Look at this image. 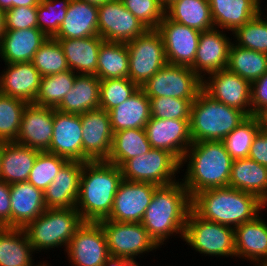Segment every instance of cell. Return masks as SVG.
<instances>
[{"label": "cell", "instance_id": "f6af8a7d", "mask_svg": "<svg viewBox=\"0 0 267 266\" xmlns=\"http://www.w3.org/2000/svg\"><path fill=\"white\" fill-rule=\"evenodd\" d=\"M140 87L129 78L100 80V108L107 112L123 103Z\"/></svg>", "mask_w": 267, "mask_h": 266}, {"label": "cell", "instance_id": "2e32d148", "mask_svg": "<svg viewBox=\"0 0 267 266\" xmlns=\"http://www.w3.org/2000/svg\"><path fill=\"white\" fill-rule=\"evenodd\" d=\"M209 76V77H207ZM202 89L213 99L251 116V83L227 68L208 74Z\"/></svg>", "mask_w": 267, "mask_h": 266}, {"label": "cell", "instance_id": "4dcf8cb0", "mask_svg": "<svg viewBox=\"0 0 267 266\" xmlns=\"http://www.w3.org/2000/svg\"><path fill=\"white\" fill-rule=\"evenodd\" d=\"M108 113L113 133L123 129H145L151 118L150 99L140 87Z\"/></svg>", "mask_w": 267, "mask_h": 266}, {"label": "cell", "instance_id": "8fae6325", "mask_svg": "<svg viewBox=\"0 0 267 266\" xmlns=\"http://www.w3.org/2000/svg\"><path fill=\"white\" fill-rule=\"evenodd\" d=\"M99 223L105 232L110 256L136 259L138 255L139 258L140 255L159 248L141 223L116 222L107 219Z\"/></svg>", "mask_w": 267, "mask_h": 266}, {"label": "cell", "instance_id": "e575fe53", "mask_svg": "<svg viewBox=\"0 0 267 266\" xmlns=\"http://www.w3.org/2000/svg\"><path fill=\"white\" fill-rule=\"evenodd\" d=\"M151 149L145 129H123L114 133L107 162L121 167L126 161Z\"/></svg>", "mask_w": 267, "mask_h": 266}, {"label": "cell", "instance_id": "ab89813d", "mask_svg": "<svg viewBox=\"0 0 267 266\" xmlns=\"http://www.w3.org/2000/svg\"><path fill=\"white\" fill-rule=\"evenodd\" d=\"M262 127L260 116H248L222 140L233 160L248 158L253 139Z\"/></svg>", "mask_w": 267, "mask_h": 266}, {"label": "cell", "instance_id": "7402d4cb", "mask_svg": "<svg viewBox=\"0 0 267 266\" xmlns=\"http://www.w3.org/2000/svg\"><path fill=\"white\" fill-rule=\"evenodd\" d=\"M0 75V93L34 103L40 84L41 74L32 62L5 64Z\"/></svg>", "mask_w": 267, "mask_h": 266}, {"label": "cell", "instance_id": "6f0895ef", "mask_svg": "<svg viewBox=\"0 0 267 266\" xmlns=\"http://www.w3.org/2000/svg\"><path fill=\"white\" fill-rule=\"evenodd\" d=\"M5 32V12L0 9V40Z\"/></svg>", "mask_w": 267, "mask_h": 266}, {"label": "cell", "instance_id": "b9f144b4", "mask_svg": "<svg viewBox=\"0 0 267 266\" xmlns=\"http://www.w3.org/2000/svg\"><path fill=\"white\" fill-rule=\"evenodd\" d=\"M232 35L236 39L234 44L267 54V17L263 15V11L238 27Z\"/></svg>", "mask_w": 267, "mask_h": 266}, {"label": "cell", "instance_id": "44dd1931", "mask_svg": "<svg viewBox=\"0 0 267 266\" xmlns=\"http://www.w3.org/2000/svg\"><path fill=\"white\" fill-rule=\"evenodd\" d=\"M69 161L82 162V123L80 115L54 108L53 134L47 151Z\"/></svg>", "mask_w": 267, "mask_h": 266}, {"label": "cell", "instance_id": "5b68a950", "mask_svg": "<svg viewBox=\"0 0 267 266\" xmlns=\"http://www.w3.org/2000/svg\"><path fill=\"white\" fill-rule=\"evenodd\" d=\"M248 116L209 96L203 89L190 109V136L192 142L222 141Z\"/></svg>", "mask_w": 267, "mask_h": 266}, {"label": "cell", "instance_id": "8992f818", "mask_svg": "<svg viewBox=\"0 0 267 266\" xmlns=\"http://www.w3.org/2000/svg\"><path fill=\"white\" fill-rule=\"evenodd\" d=\"M76 208L46 209L35 220L29 222L24 231L34 251L65 247L83 224Z\"/></svg>", "mask_w": 267, "mask_h": 266}, {"label": "cell", "instance_id": "1f68e13d", "mask_svg": "<svg viewBox=\"0 0 267 266\" xmlns=\"http://www.w3.org/2000/svg\"><path fill=\"white\" fill-rule=\"evenodd\" d=\"M100 79L96 75L78 74L70 91L65 95L58 111L82 114L100 108Z\"/></svg>", "mask_w": 267, "mask_h": 266}, {"label": "cell", "instance_id": "11a10c76", "mask_svg": "<svg viewBox=\"0 0 267 266\" xmlns=\"http://www.w3.org/2000/svg\"><path fill=\"white\" fill-rule=\"evenodd\" d=\"M128 259L110 256L103 266H123Z\"/></svg>", "mask_w": 267, "mask_h": 266}, {"label": "cell", "instance_id": "d6986e66", "mask_svg": "<svg viewBox=\"0 0 267 266\" xmlns=\"http://www.w3.org/2000/svg\"><path fill=\"white\" fill-rule=\"evenodd\" d=\"M216 27L202 31L191 69L203 80L206 75L226 69L231 39Z\"/></svg>", "mask_w": 267, "mask_h": 266}, {"label": "cell", "instance_id": "83f0119b", "mask_svg": "<svg viewBox=\"0 0 267 266\" xmlns=\"http://www.w3.org/2000/svg\"><path fill=\"white\" fill-rule=\"evenodd\" d=\"M208 1L214 26L232 33L261 11V0Z\"/></svg>", "mask_w": 267, "mask_h": 266}, {"label": "cell", "instance_id": "e0dca14e", "mask_svg": "<svg viewBox=\"0 0 267 266\" xmlns=\"http://www.w3.org/2000/svg\"><path fill=\"white\" fill-rule=\"evenodd\" d=\"M157 187L151 183L123 179L118 186L107 220L140 223Z\"/></svg>", "mask_w": 267, "mask_h": 266}, {"label": "cell", "instance_id": "9c48e42d", "mask_svg": "<svg viewBox=\"0 0 267 266\" xmlns=\"http://www.w3.org/2000/svg\"><path fill=\"white\" fill-rule=\"evenodd\" d=\"M126 44L129 53V79L142 87L167 64L162 37L157 29H148Z\"/></svg>", "mask_w": 267, "mask_h": 266}, {"label": "cell", "instance_id": "d6a6232c", "mask_svg": "<svg viewBox=\"0 0 267 266\" xmlns=\"http://www.w3.org/2000/svg\"><path fill=\"white\" fill-rule=\"evenodd\" d=\"M33 252L24 228L0 229V266H38L33 263Z\"/></svg>", "mask_w": 267, "mask_h": 266}, {"label": "cell", "instance_id": "681fc988", "mask_svg": "<svg viewBox=\"0 0 267 266\" xmlns=\"http://www.w3.org/2000/svg\"><path fill=\"white\" fill-rule=\"evenodd\" d=\"M37 7H15L5 11V30L37 28Z\"/></svg>", "mask_w": 267, "mask_h": 266}, {"label": "cell", "instance_id": "f5cc1de1", "mask_svg": "<svg viewBox=\"0 0 267 266\" xmlns=\"http://www.w3.org/2000/svg\"><path fill=\"white\" fill-rule=\"evenodd\" d=\"M0 226L11 227L10 184L0 180Z\"/></svg>", "mask_w": 267, "mask_h": 266}, {"label": "cell", "instance_id": "7dc6e473", "mask_svg": "<svg viewBox=\"0 0 267 266\" xmlns=\"http://www.w3.org/2000/svg\"><path fill=\"white\" fill-rule=\"evenodd\" d=\"M194 100L172 97L150 98L151 117L190 120V109Z\"/></svg>", "mask_w": 267, "mask_h": 266}, {"label": "cell", "instance_id": "db71d44e", "mask_svg": "<svg viewBox=\"0 0 267 266\" xmlns=\"http://www.w3.org/2000/svg\"><path fill=\"white\" fill-rule=\"evenodd\" d=\"M40 0H14L15 7H37Z\"/></svg>", "mask_w": 267, "mask_h": 266}, {"label": "cell", "instance_id": "6125c7cd", "mask_svg": "<svg viewBox=\"0 0 267 266\" xmlns=\"http://www.w3.org/2000/svg\"><path fill=\"white\" fill-rule=\"evenodd\" d=\"M162 7L166 9L168 6H170L172 3H174L177 0H159Z\"/></svg>", "mask_w": 267, "mask_h": 266}, {"label": "cell", "instance_id": "484cf974", "mask_svg": "<svg viewBox=\"0 0 267 266\" xmlns=\"http://www.w3.org/2000/svg\"><path fill=\"white\" fill-rule=\"evenodd\" d=\"M98 35V6L71 0L55 39H80Z\"/></svg>", "mask_w": 267, "mask_h": 266}, {"label": "cell", "instance_id": "003e7915", "mask_svg": "<svg viewBox=\"0 0 267 266\" xmlns=\"http://www.w3.org/2000/svg\"><path fill=\"white\" fill-rule=\"evenodd\" d=\"M1 153H2V142L0 141V158H1Z\"/></svg>", "mask_w": 267, "mask_h": 266}, {"label": "cell", "instance_id": "8d00e7d4", "mask_svg": "<svg viewBox=\"0 0 267 266\" xmlns=\"http://www.w3.org/2000/svg\"><path fill=\"white\" fill-rule=\"evenodd\" d=\"M97 77L129 78V53L126 43L104 41L98 52Z\"/></svg>", "mask_w": 267, "mask_h": 266}, {"label": "cell", "instance_id": "680465c9", "mask_svg": "<svg viewBox=\"0 0 267 266\" xmlns=\"http://www.w3.org/2000/svg\"><path fill=\"white\" fill-rule=\"evenodd\" d=\"M260 210H263L267 206V187L265 192L259 198Z\"/></svg>", "mask_w": 267, "mask_h": 266}, {"label": "cell", "instance_id": "f1b7e54d", "mask_svg": "<svg viewBox=\"0 0 267 266\" xmlns=\"http://www.w3.org/2000/svg\"><path fill=\"white\" fill-rule=\"evenodd\" d=\"M39 152L16 142H2L0 180L7 184L27 182Z\"/></svg>", "mask_w": 267, "mask_h": 266}, {"label": "cell", "instance_id": "91938a15", "mask_svg": "<svg viewBox=\"0 0 267 266\" xmlns=\"http://www.w3.org/2000/svg\"><path fill=\"white\" fill-rule=\"evenodd\" d=\"M81 1L87 2V3L95 5V6H101L105 2L110 1V0H81Z\"/></svg>", "mask_w": 267, "mask_h": 266}, {"label": "cell", "instance_id": "cb8c5ba5", "mask_svg": "<svg viewBox=\"0 0 267 266\" xmlns=\"http://www.w3.org/2000/svg\"><path fill=\"white\" fill-rule=\"evenodd\" d=\"M11 227L24 228L46 209L44 192L29 182L10 184Z\"/></svg>", "mask_w": 267, "mask_h": 266}, {"label": "cell", "instance_id": "bcb514c9", "mask_svg": "<svg viewBox=\"0 0 267 266\" xmlns=\"http://www.w3.org/2000/svg\"><path fill=\"white\" fill-rule=\"evenodd\" d=\"M71 0H40L37 5V28L53 37L65 19Z\"/></svg>", "mask_w": 267, "mask_h": 266}, {"label": "cell", "instance_id": "e7e4bbea", "mask_svg": "<svg viewBox=\"0 0 267 266\" xmlns=\"http://www.w3.org/2000/svg\"><path fill=\"white\" fill-rule=\"evenodd\" d=\"M255 264H257L255 266H267V260H263V261L255 263Z\"/></svg>", "mask_w": 267, "mask_h": 266}, {"label": "cell", "instance_id": "7a4b0ae2", "mask_svg": "<svg viewBox=\"0 0 267 266\" xmlns=\"http://www.w3.org/2000/svg\"><path fill=\"white\" fill-rule=\"evenodd\" d=\"M186 162L187 169L180 180L191 199L201 191L229 186L233 159L222 141L192 143L180 162V168Z\"/></svg>", "mask_w": 267, "mask_h": 266}, {"label": "cell", "instance_id": "603a6c76", "mask_svg": "<svg viewBox=\"0 0 267 266\" xmlns=\"http://www.w3.org/2000/svg\"><path fill=\"white\" fill-rule=\"evenodd\" d=\"M84 162L68 161L44 190L47 209L75 208Z\"/></svg>", "mask_w": 267, "mask_h": 266}, {"label": "cell", "instance_id": "ba28073f", "mask_svg": "<svg viewBox=\"0 0 267 266\" xmlns=\"http://www.w3.org/2000/svg\"><path fill=\"white\" fill-rule=\"evenodd\" d=\"M124 180L165 186L176 181L180 162L168 151L151 148L146 154L126 161L121 167Z\"/></svg>", "mask_w": 267, "mask_h": 266}, {"label": "cell", "instance_id": "74e56055", "mask_svg": "<svg viewBox=\"0 0 267 266\" xmlns=\"http://www.w3.org/2000/svg\"><path fill=\"white\" fill-rule=\"evenodd\" d=\"M227 69L250 83L267 72V54L231 43Z\"/></svg>", "mask_w": 267, "mask_h": 266}, {"label": "cell", "instance_id": "94428289", "mask_svg": "<svg viewBox=\"0 0 267 266\" xmlns=\"http://www.w3.org/2000/svg\"><path fill=\"white\" fill-rule=\"evenodd\" d=\"M264 128H267V108L259 115Z\"/></svg>", "mask_w": 267, "mask_h": 266}, {"label": "cell", "instance_id": "03108f58", "mask_svg": "<svg viewBox=\"0 0 267 266\" xmlns=\"http://www.w3.org/2000/svg\"><path fill=\"white\" fill-rule=\"evenodd\" d=\"M42 261L38 262V266H50L48 263H46L45 261L43 263H41ZM41 263V264H40Z\"/></svg>", "mask_w": 267, "mask_h": 266}, {"label": "cell", "instance_id": "6da1fadb", "mask_svg": "<svg viewBox=\"0 0 267 266\" xmlns=\"http://www.w3.org/2000/svg\"><path fill=\"white\" fill-rule=\"evenodd\" d=\"M158 186L151 203L140 222L149 237L158 247L166 245L170 236L180 235L183 239L186 219L192 209L191 197L181 181Z\"/></svg>", "mask_w": 267, "mask_h": 266}, {"label": "cell", "instance_id": "be15d7a7", "mask_svg": "<svg viewBox=\"0 0 267 266\" xmlns=\"http://www.w3.org/2000/svg\"><path fill=\"white\" fill-rule=\"evenodd\" d=\"M123 266H139L135 259H128Z\"/></svg>", "mask_w": 267, "mask_h": 266}, {"label": "cell", "instance_id": "7bdbcfd3", "mask_svg": "<svg viewBox=\"0 0 267 266\" xmlns=\"http://www.w3.org/2000/svg\"><path fill=\"white\" fill-rule=\"evenodd\" d=\"M31 62L42 77L70 70L59 42L53 37L46 39Z\"/></svg>", "mask_w": 267, "mask_h": 266}, {"label": "cell", "instance_id": "4316f807", "mask_svg": "<svg viewBox=\"0 0 267 266\" xmlns=\"http://www.w3.org/2000/svg\"><path fill=\"white\" fill-rule=\"evenodd\" d=\"M261 217L234 228L236 257L252 263L267 260V222Z\"/></svg>", "mask_w": 267, "mask_h": 266}, {"label": "cell", "instance_id": "816d5d0a", "mask_svg": "<svg viewBox=\"0 0 267 266\" xmlns=\"http://www.w3.org/2000/svg\"><path fill=\"white\" fill-rule=\"evenodd\" d=\"M248 158L267 167V128L262 127L254 137Z\"/></svg>", "mask_w": 267, "mask_h": 266}, {"label": "cell", "instance_id": "836d02e7", "mask_svg": "<svg viewBox=\"0 0 267 266\" xmlns=\"http://www.w3.org/2000/svg\"><path fill=\"white\" fill-rule=\"evenodd\" d=\"M229 187L260 198L267 187V167L249 158L233 160Z\"/></svg>", "mask_w": 267, "mask_h": 266}, {"label": "cell", "instance_id": "3957f363", "mask_svg": "<svg viewBox=\"0 0 267 266\" xmlns=\"http://www.w3.org/2000/svg\"><path fill=\"white\" fill-rule=\"evenodd\" d=\"M123 180L120 167L107 161L84 162L75 208L84 222H99L110 215Z\"/></svg>", "mask_w": 267, "mask_h": 266}, {"label": "cell", "instance_id": "277c9868", "mask_svg": "<svg viewBox=\"0 0 267 266\" xmlns=\"http://www.w3.org/2000/svg\"><path fill=\"white\" fill-rule=\"evenodd\" d=\"M191 203L192 210L202 219L233 228L254 220L262 212L257 196L229 186L201 191Z\"/></svg>", "mask_w": 267, "mask_h": 266}, {"label": "cell", "instance_id": "7c38bea8", "mask_svg": "<svg viewBox=\"0 0 267 266\" xmlns=\"http://www.w3.org/2000/svg\"><path fill=\"white\" fill-rule=\"evenodd\" d=\"M71 266H103L110 257L105 232L99 222H83L65 250Z\"/></svg>", "mask_w": 267, "mask_h": 266}, {"label": "cell", "instance_id": "d4e9b609", "mask_svg": "<svg viewBox=\"0 0 267 266\" xmlns=\"http://www.w3.org/2000/svg\"><path fill=\"white\" fill-rule=\"evenodd\" d=\"M48 36L38 28L5 30L0 40V57L5 64L32 61Z\"/></svg>", "mask_w": 267, "mask_h": 266}, {"label": "cell", "instance_id": "c3c4849f", "mask_svg": "<svg viewBox=\"0 0 267 266\" xmlns=\"http://www.w3.org/2000/svg\"><path fill=\"white\" fill-rule=\"evenodd\" d=\"M148 29H156L165 16L159 0H120Z\"/></svg>", "mask_w": 267, "mask_h": 266}, {"label": "cell", "instance_id": "60d3db41", "mask_svg": "<svg viewBox=\"0 0 267 266\" xmlns=\"http://www.w3.org/2000/svg\"><path fill=\"white\" fill-rule=\"evenodd\" d=\"M28 102L0 93V141L15 142Z\"/></svg>", "mask_w": 267, "mask_h": 266}, {"label": "cell", "instance_id": "5bb4252c", "mask_svg": "<svg viewBox=\"0 0 267 266\" xmlns=\"http://www.w3.org/2000/svg\"><path fill=\"white\" fill-rule=\"evenodd\" d=\"M82 123V162L107 161L113 131L109 113L102 108L80 114Z\"/></svg>", "mask_w": 267, "mask_h": 266}, {"label": "cell", "instance_id": "ee69618b", "mask_svg": "<svg viewBox=\"0 0 267 266\" xmlns=\"http://www.w3.org/2000/svg\"><path fill=\"white\" fill-rule=\"evenodd\" d=\"M68 161L64 157L47 151L39 152L27 182L44 192Z\"/></svg>", "mask_w": 267, "mask_h": 266}, {"label": "cell", "instance_id": "52a82bcc", "mask_svg": "<svg viewBox=\"0 0 267 266\" xmlns=\"http://www.w3.org/2000/svg\"><path fill=\"white\" fill-rule=\"evenodd\" d=\"M183 241L204 256L235 257L234 228L210 222L189 211Z\"/></svg>", "mask_w": 267, "mask_h": 266}, {"label": "cell", "instance_id": "ffe728a7", "mask_svg": "<svg viewBox=\"0 0 267 266\" xmlns=\"http://www.w3.org/2000/svg\"><path fill=\"white\" fill-rule=\"evenodd\" d=\"M54 108L28 103L23 111L16 143L48 151L53 134Z\"/></svg>", "mask_w": 267, "mask_h": 266}, {"label": "cell", "instance_id": "f546056e", "mask_svg": "<svg viewBox=\"0 0 267 266\" xmlns=\"http://www.w3.org/2000/svg\"><path fill=\"white\" fill-rule=\"evenodd\" d=\"M68 66L76 74L96 75L98 52L104 39L99 35L80 39H56Z\"/></svg>", "mask_w": 267, "mask_h": 266}, {"label": "cell", "instance_id": "30bf717a", "mask_svg": "<svg viewBox=\"0 0 267 266\" xmlns=\"http://www.w3.org/2000/svg\"><path fill=\"white\" fill-rule=\"evenodd\" d=\"M203 87V80L190 68L166 64L141 88L148 98L172 97L196 99Z\"/></svg>", "mask_w": 267, "mask_h": 266}, {"label": "cell", "instance_id": "9a60e30c", "mask_svg": "<svg viewBox=\"0 0 267 266\" xmlns=\"http://www.w3.org/2000/svg\"><path fill=\"white\" fill-rule=\"evenodd\" d=\"M156 29L163 40L167 63L191 68L201 32L175 22L166 15Z\"/></svg>", "mask_w": 267, "mask_h": 266}, {"label": "cell", "instance_id": "ac0fdd59", "mask_svg": "<svg viewBox=\"0 0 267 266\" xmlns=\"http://www.w3.org/2000/svg\"><path fill=\"white\" fill-rule=\"evenodd\" d=\"M189 121L151 117L145 126L151 148L168 151L181 162L185 152L193 143Z\"/></svg>", "mask_w": 267, "mask_h": 266}, {"label": "cell", "instance_id": "f907efd6", "mask_svg": "<svg viewBox=\"0 0 267 266\" xmlns=\"http://www.w3.org/2000/svg\"><path fill=\"white\" fill-rule=\"evenodd\" d=\"M267 108V72L251 83V116H259Z\"/></svg>", "mask_w": 267, "mask_h": 266}, {"label": "cell", "instance_id": "9f6ffc18", "mask_svg": "<svg viewBox=\"0 0 267 266\" xmlns=\"http://www.w3.org/2000/svg\"><path fill=\"white\" fill-rule=\"evenodd\" d=\"M14 8V0H0V9L4 12Z\"/></svg>", "mask_w": 267, "mask_h": 266}, {"label": "cell", "instance_id": "f35d334b", "mask_svg": "<svg viewBox=\"0 0 267 266\" xmlns=\"http://www.w3.org/2000/svg\"><path fill=\"white\" fill-rule=\"evenodd\" d=\"M77 75L74 71L66 70L43 76L34 104L56 109L72 88Z\"/></svg>", "mask_w": 267, "mask_h": 266}, {"label": "cell", "instance_id": "4fadbf2b", "mask_svg": "<svg viewBox=\"0 0 267 266\" xmlns=\"http://www.w3.org/2000/svg\"><path fill=\"white\" fill-rule=\"evenodd\" d=\"M147 30L120 0L98 6V35L104 41L127 43Z\"/></svg>", "mask_w": 267, "mask_h": 266}, {"label": "cell", "instance_id": "d590c367", "mask_svg": "<svg viewBox=\"0 0 267 266\" xmlns=\"http://www.w3.org/2000/svg\"><path fill=\"white\" fill-rule=\"evenodd\" d=\"M165 15L200 32L215 27L208 0H177L165 9Z\"/></svg>", "mask_w": 267, "mask_h": 266}]
</instances>
